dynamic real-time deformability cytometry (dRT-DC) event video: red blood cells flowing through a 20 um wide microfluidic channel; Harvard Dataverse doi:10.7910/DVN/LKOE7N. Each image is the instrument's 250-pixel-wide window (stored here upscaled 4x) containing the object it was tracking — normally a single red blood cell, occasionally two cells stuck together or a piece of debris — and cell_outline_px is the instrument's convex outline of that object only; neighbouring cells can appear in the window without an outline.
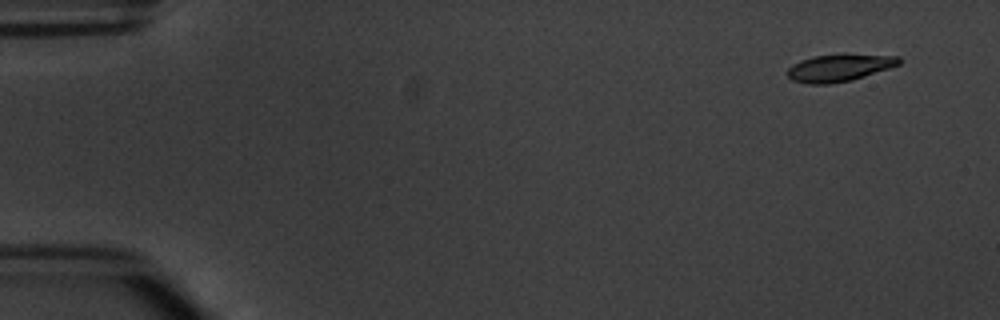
{"species": "common noctule bat (a hibernating species)", "species_latin": "Nyctalus noctula", "temperature_condition": "warm", "stored_images_in_passage": 5, "camera_frame_rate_fps": 3000, "um_per_image_px": 0.085, "animal": {"sex": "male", "body_mass_g": 20.1, "forearm_length_mm": 53.5}, "frame": {"image": 1, "passage_image": 1, "time_ms": 0.0, "image_size_px": [1000, 320], "cell_outline_px": [[900, 64], [852, 80], [828, 84], [808, 84], [792, 80], [784, 72], [792, 64], [800, 60], [812, 56], [844, 52], [900, 56]], "centroid_in_image_um": [71.31, 5.72], "position_along_channel_um": 13.7, "area_um2": 18.32}}